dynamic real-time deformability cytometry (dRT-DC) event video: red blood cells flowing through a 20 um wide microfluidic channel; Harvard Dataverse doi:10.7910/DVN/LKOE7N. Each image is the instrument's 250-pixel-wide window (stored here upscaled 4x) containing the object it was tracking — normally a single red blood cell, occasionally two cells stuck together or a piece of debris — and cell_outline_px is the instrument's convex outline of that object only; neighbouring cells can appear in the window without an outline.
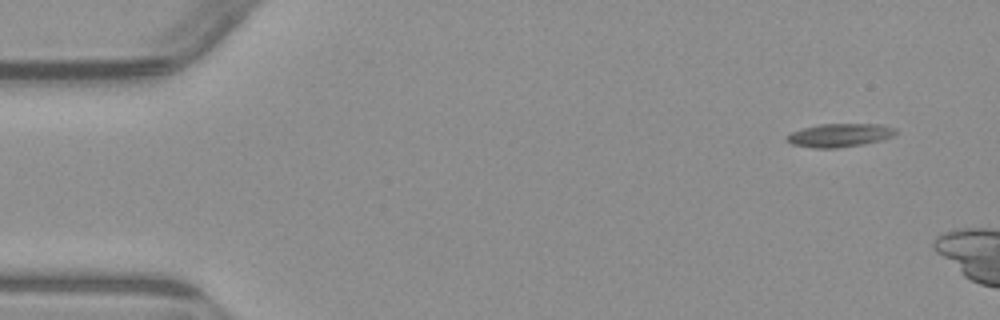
{"species": "common noctule bat (a hibernating species)", "species_latin": "Nyctalus noctula", "temperature_condition": "warm", "stored_images_in_passage": 5, "camera_frame_rate_fps": 3000, "um_per_image_px": 0.085, "animal": {"sex": "male", "body_mass_g": 23.1, "forearm_length_mm": 52.7}, "frame": {"image": 1, "passage_image": 1, "time_ms": 0.0, "image_size_px": [1000, 320], "cell_outline_px": [[896, 132], [892, 136], [880, 140], [864, 144], [836, 148], [812, 148], [792, 144], [784, 140], [784, 136], [792, 132], [804, 128], [820, 124], [880, 124], [896, 128]], "centroid_in_image_um": [71.33, 11.5], "position_along_channel_um": 13.7, "area_um2": 14.85}}